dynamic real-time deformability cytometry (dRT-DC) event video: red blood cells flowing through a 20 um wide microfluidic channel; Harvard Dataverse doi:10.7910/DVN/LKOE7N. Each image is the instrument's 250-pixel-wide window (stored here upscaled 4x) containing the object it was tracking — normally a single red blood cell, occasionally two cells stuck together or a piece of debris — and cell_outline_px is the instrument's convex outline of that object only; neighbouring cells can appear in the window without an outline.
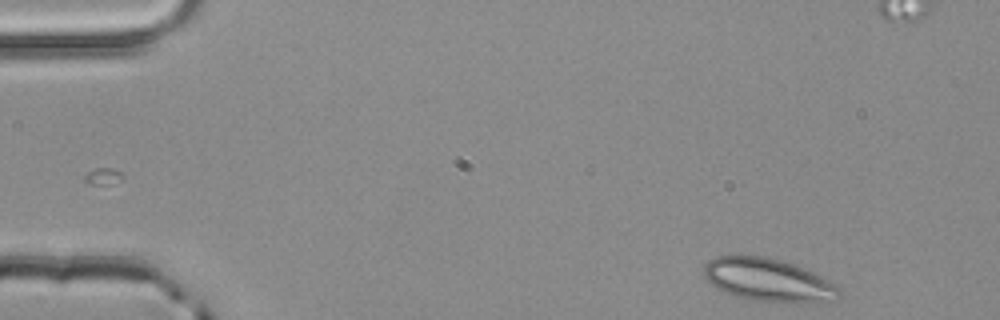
{"species": "common noctule bat (a hibernating species)", "species_latin": "Nyctalus noctula", "temperature_condition": "room temperature", "stored_images_in_passage": 3, "camera_frame_rate_fps": 3000, "um_per_image_px": 0.085, "animal": {"sex": "male", "body_mass_g": 20.4}, "frame": {"image": 1, "passage_image": 1, "time_ms": 0.0, "image_size_px": [1000, 320], "cell_outline_px": [[840, 296], [836, 300], [800, 304], [792, 304], [748, 300], [724, 292], [716, 288], [704, 276], [704, 264], [708, 260], [716, 256], [764, 256], [780, 260], [792, 264], [812, 272], [840, 284]], "centroid_in_image_um": [65.35, 23.84], "position_along_channel_um": 19.6, "area_um2": 34.51}}